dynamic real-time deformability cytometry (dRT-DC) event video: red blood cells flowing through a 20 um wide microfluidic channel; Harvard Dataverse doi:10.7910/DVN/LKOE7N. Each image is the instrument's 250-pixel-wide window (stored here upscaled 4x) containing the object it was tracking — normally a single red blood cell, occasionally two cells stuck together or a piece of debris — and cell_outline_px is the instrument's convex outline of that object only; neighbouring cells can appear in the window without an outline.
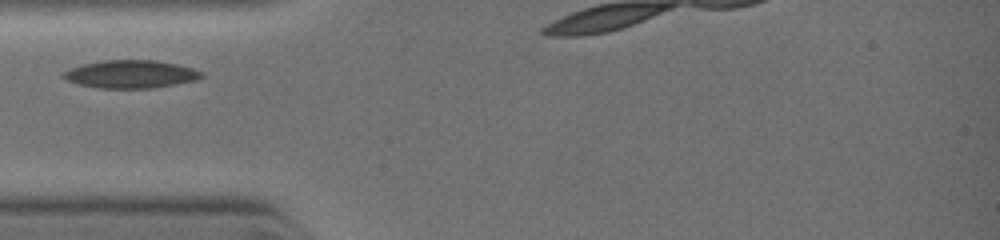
{"species": "common noctule bat (a hibernating species)", "species_latin": "Nyctalus noctula", "temperature_condition": "warm", "stored_images_in_passage": 3, "camera_frame_rate_fps": 3000, "um_per_image_px": 0.085, "animal": {"sex": "female", "body_mass_g": 19.0, "forearm_length_mm": 51.5}, "frame": {"image": 1, "passage_image": 2, "time_ms": 1.0, "image_size_px": [1000, 240], "cell_outline_px": [[204, 76], [196, 80], [152, 88], [100, 88], [80, 84], [68, 80], [64, 76], [64, 72], [72, 68], [84, 64], [104, 60], [156, 60], [176, 64], [192, 68], [204, 72]], "centroid_in_image_um": [11.18, 6.3], "position_along_channel_um": 73.8, "area_um2": 22.14}}